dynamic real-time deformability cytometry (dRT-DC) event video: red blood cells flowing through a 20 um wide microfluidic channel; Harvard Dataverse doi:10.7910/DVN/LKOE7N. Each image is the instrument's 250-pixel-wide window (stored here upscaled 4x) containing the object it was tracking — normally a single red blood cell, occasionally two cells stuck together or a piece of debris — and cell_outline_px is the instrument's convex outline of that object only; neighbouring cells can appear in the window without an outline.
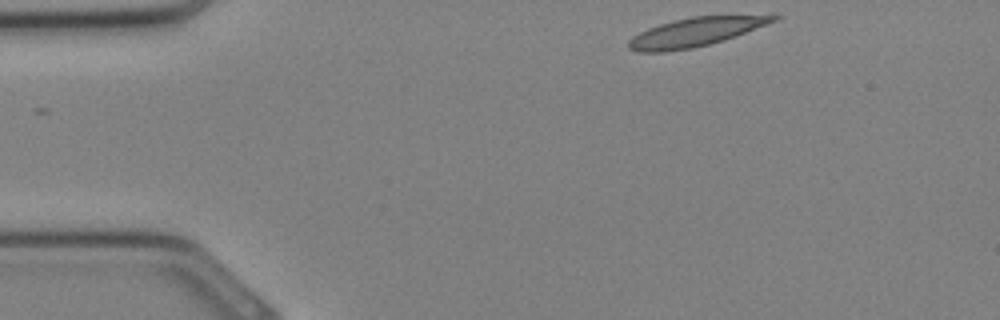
{"species": "Egyptian fruit bat (a non-hibernating species)", "species_latin": "Rousettus aegyptiacus", "temperature_condition": "cold", "stored_images_in_passage": 30, "segment_of_instrument_passage": [1, 2], "camera_frame_rate_fps": 3000, "um_per_image_px": 0.085, "animal": {"sex": "female"}, "frame": {"image": 1, "passage_image": 1, "time_ms": 0.0, "image_size_px": [1000, 320], "cell_outline_px": [[780, 16], [776, 20], [736, 36], [724, 40], [692, 48], [664, 52], [636, 52], [628, 48], [628, 40], [632, 36], [648, 28], [660, 24], [692, 16], [772, 12], [776, 12]], "centroid_in_image_um": [59.25, 2.67], "position_along_channel_um": 25.8, "area_um2": 25.09}}
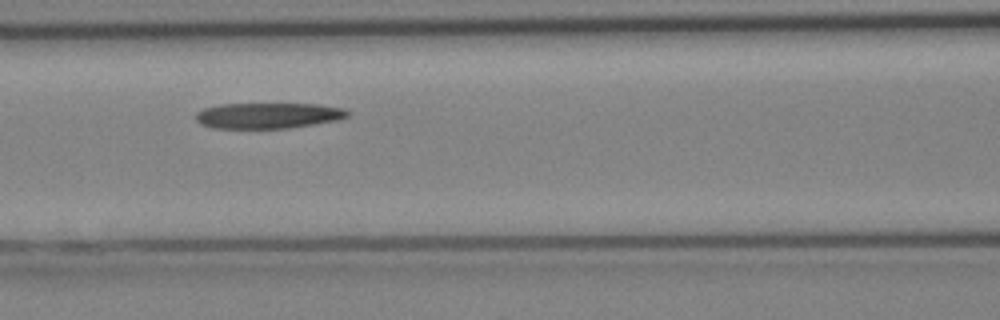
{"frame": {"image": 2, "passage_image": 10, "time_ms": 3.0, "image_size_px": [1000, 320], "cell_outline_px": [[352, 112], [348, 116], [336, 120], [288, 128], [212, 128], [200, 124], [196, 120], [196, 112], [204, 108], [220, 104], [320, 104], [344, 108]], "centroid_in_image_um": [22.79, 9.82], "position_along_channel_um": 143.8, "area_um2": 22.77}}
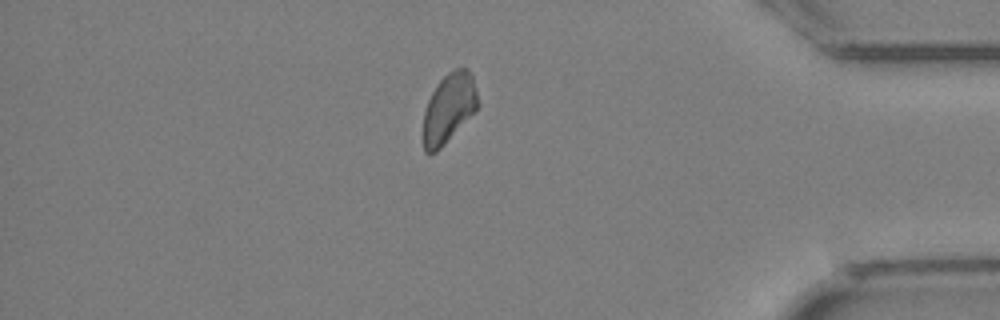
{"frame": {"image": 3, "passage_image": 24, "time_ms": 7.667, "image_size_px": [1000, 320], "cell_outline_px": [[480, 104], [444, 144], [436, 152], [424, 152], [424, 112], [428, 100], [436, 84], [448, 72], [456, 68], [468, 68], [472, 76]], "centroid_in_image_um": [38.15, 9.15], "position_along_channel_um": 397.0, "area_um2": 21.62}}